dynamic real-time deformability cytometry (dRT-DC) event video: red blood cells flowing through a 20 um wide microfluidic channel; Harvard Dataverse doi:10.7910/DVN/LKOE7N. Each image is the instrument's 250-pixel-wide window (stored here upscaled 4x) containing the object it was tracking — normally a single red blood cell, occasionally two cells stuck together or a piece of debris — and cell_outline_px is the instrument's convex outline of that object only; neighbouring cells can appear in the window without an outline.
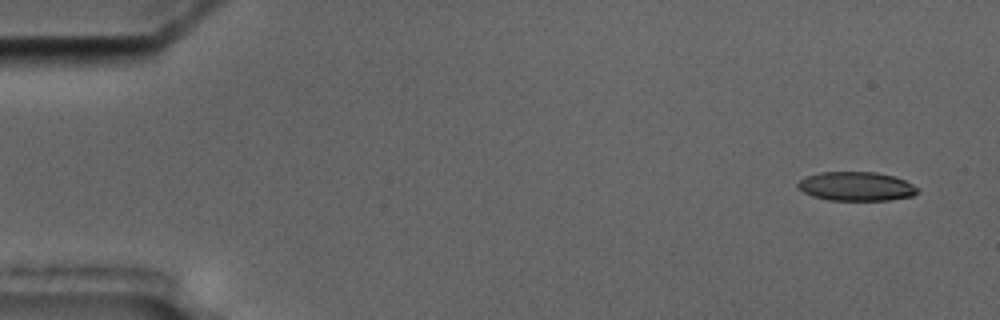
{"species": "common noctule bat (a hibernating species)", "species_latin": "Nyctalus noctula", "temperature_condition": "cold", "stored_images_in_passage": 2, "camera_frame_rate_fps": 3000, "um_per_image_px": 0.085, "animal": {"sex": "male", "body_mass_g": 17.5, "forearm_length_mm": 52.3}, "frame": {"image": 1, "passage_image": 1, "time_ms": 0.0, "image_size_px": [1000, 320], "cell_outline_px": [[920, 192], [912, 196], [888, 200], [828, 200], [812, 196], [796, 188], [796, 184], [804, 176], [820, 172], [876, 172], [892, 176], [904, 180], [920, 188]], "centroid_in_image_um": [72.76, 15.84], "position_along_channel_um": 12.2, "area_um2": 20.4}}